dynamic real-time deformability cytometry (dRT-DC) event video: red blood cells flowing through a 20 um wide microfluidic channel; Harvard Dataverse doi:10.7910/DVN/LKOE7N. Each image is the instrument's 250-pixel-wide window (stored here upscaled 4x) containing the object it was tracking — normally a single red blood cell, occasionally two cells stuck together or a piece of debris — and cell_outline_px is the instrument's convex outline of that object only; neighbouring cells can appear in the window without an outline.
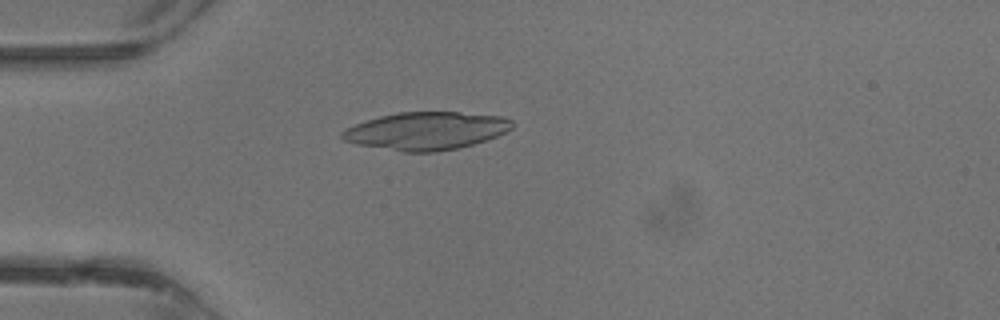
{"species": "common noctule bat (a hibernating species)", "species_latin": "Nyctalus noctula", "temperature_condition": "warm", "stored_images_in_passage": 30, "camera_frame_rate_fps": 3000, "um_per_image_px": 0.085, "animal": {"sex": "male", "body_mass_g": 13.3}, "frame": {"image": 1, "passage_image": 3, "time_ms": 0.667, "image_size_px": [1000, 320], "cell_outline_px": [[516, 124], [508, 132], [460, 148], [436, 152], [404, 152], [356, 144], [344, 140], [340, 136], [340, 132], [344, 128], [380, 116], [396, 112], [460, 112], [500, 116], [512, 120]], "centroid_in_image_um": [36.24, 11.12], "position_along_channel_um": 48.8, "area_um2": 37.57}}
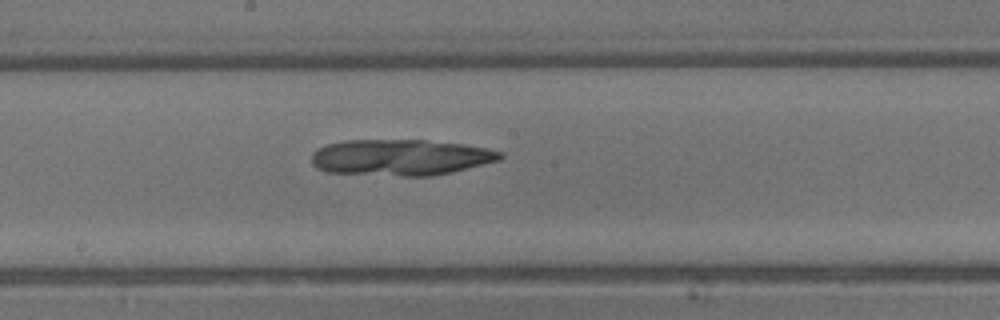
{"frame": {"image": 2, "passage_image": 13, "time_ms": 4.0, "image_size_px": [1000, 320], "cell_outline_px": [[504, 156], [500, 160], [452, 172], [432, 176], [404, 176], [328, 172], [316, 168], [312, 164], [312, 152], [328, 144], [344, 140], [424, 140], [464, 144], [504, 152]], "centroid_in_image_um": [34.06, 13.38], "position_along_channel_um": 214.1, "area_um2": 39.71}}
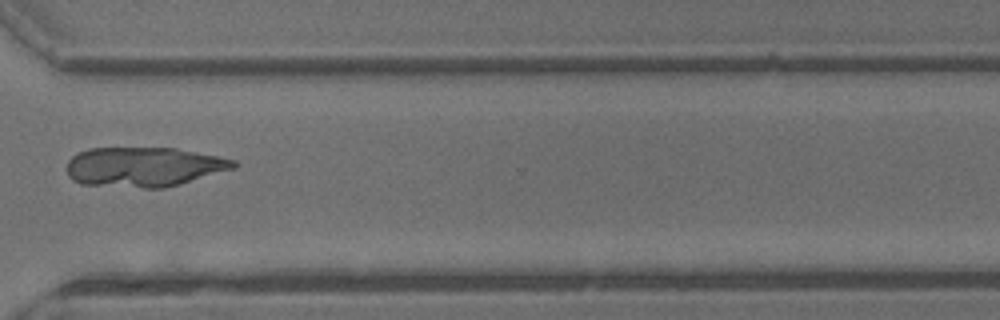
{"frame": {"image": 3, "passage_image": 21, "time_ms": 6.667, "image_size_px": [1000, 320], "cell_outline_px": [[240, 164], [236, 168], [180, 184], [164, 188], [144, 188], [80, 184], [72, 180], [68, 176], [68, 160], [72, 156], [88, 148], [176, 148], [236, 160]], "centroid_in_image_um": [12.24, 14.19], "position_along_channel_um": 358.4, "area_um2": 38.67}}